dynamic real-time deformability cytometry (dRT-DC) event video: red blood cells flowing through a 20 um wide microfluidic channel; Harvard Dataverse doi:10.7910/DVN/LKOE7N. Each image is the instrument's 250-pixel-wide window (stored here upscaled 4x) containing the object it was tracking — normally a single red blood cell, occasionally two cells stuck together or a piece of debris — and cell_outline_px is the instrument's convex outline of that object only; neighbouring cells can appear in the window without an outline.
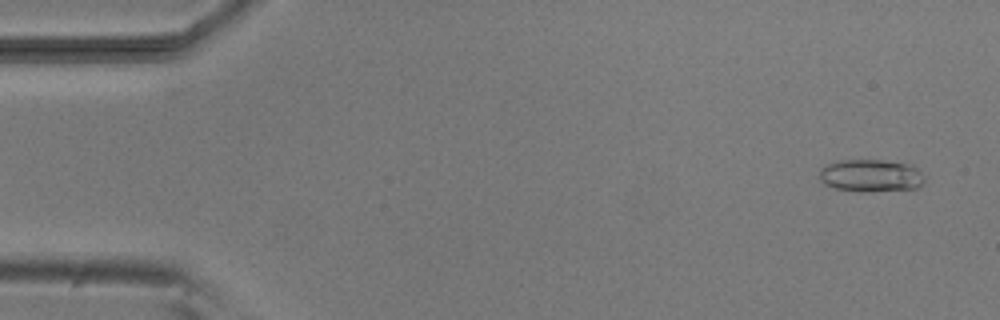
{"species": "common noctule bat (a hibernating species)", "species_latin": "Nyctalus noctula", "temperature_condition": "room temperature", "stored_images_in_passage": 4, "segment_of_instrument_passage": [2, 2], "camera_frame_rate_fps": 3000, "um_per_image_px": 0.085, "animal": {"sex": "male", "body_mass_g": 20.5, "forearm_length_mm": 52.5}, "frame": {"image": 1, "passage_image": 4, "time_ms": 4.333, "image_size_px": [1000, 320], "cell_outline_px": [[924, 184], [916, 188], [860, 192], [836, 188], [824, 184], [820, 180], [820, 168], [828, 164], [840, 160], [880, 160], [912, 164], [924, 176]], "centroid_in_image_um": [74.03, 14.92], "position_along_channel_um": 11.0, "area_um2": 19.88}}